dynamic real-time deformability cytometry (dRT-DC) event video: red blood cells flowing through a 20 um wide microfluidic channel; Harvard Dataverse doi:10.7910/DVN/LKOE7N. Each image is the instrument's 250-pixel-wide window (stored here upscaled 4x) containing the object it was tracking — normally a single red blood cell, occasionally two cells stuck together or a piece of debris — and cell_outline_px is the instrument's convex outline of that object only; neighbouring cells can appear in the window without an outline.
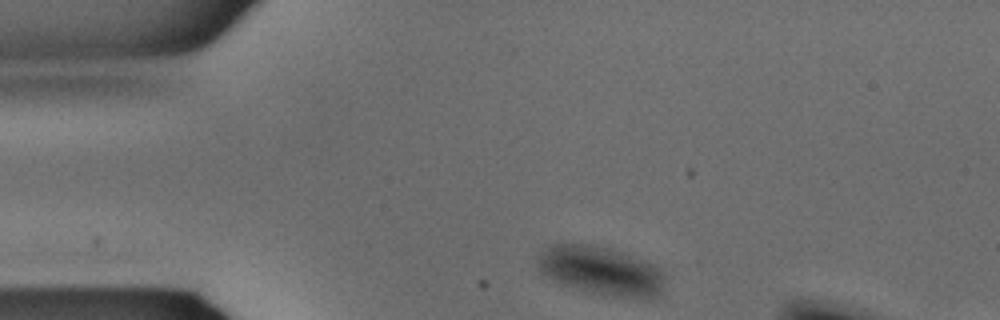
{"species": "common noctule bat (a hibernating species)", "species_latin": "Nyctalus noctula", "temperature_condition": "warm", "stored_images_in_passage": 24, "camera_frame_rate_fps": 3000, "um_per_image_px": 0.085, "animal": {"sex": "male", "body_mass_g": 15.6}, "frame": {"image": 1, "passage_image": 1, "time_ms": 0.0, "image_size_px": [1000, 320], "cell_outline_px": [[664, 276], [660, 296], [648, 300], [640, 300], [604, 296], [584, 292], [560, 284], [544, 276], [540, 272], [536, 264], [536, 260], [544, 248], [552, 244], [588, 244], [608, 248], [644, 260], [660, 268], [664, 272]], "centroid_in_image_um": [51.08, 23.07], "position_along_channel_um": 33.9, "area_um2": 37.11}}
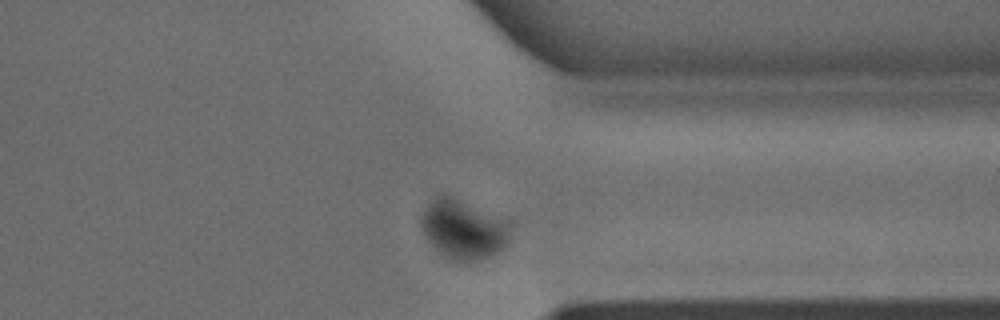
{"frame": {"image": 2, "passage_image": 22, "time_ms": 7.0, "image_size_px": [1000, 320], "cell_outline_px": [[512, 224], [508, 244], [504, 252], [468, 264], [452, 264], [428, 240], [420, 224], [420, 216], [424, 204], [436, 192], [444, 192]], "centroid_in_image_um": [39.35, 19.52], "position_along_channel_um": 372.0, "area_um2": 32.14}}